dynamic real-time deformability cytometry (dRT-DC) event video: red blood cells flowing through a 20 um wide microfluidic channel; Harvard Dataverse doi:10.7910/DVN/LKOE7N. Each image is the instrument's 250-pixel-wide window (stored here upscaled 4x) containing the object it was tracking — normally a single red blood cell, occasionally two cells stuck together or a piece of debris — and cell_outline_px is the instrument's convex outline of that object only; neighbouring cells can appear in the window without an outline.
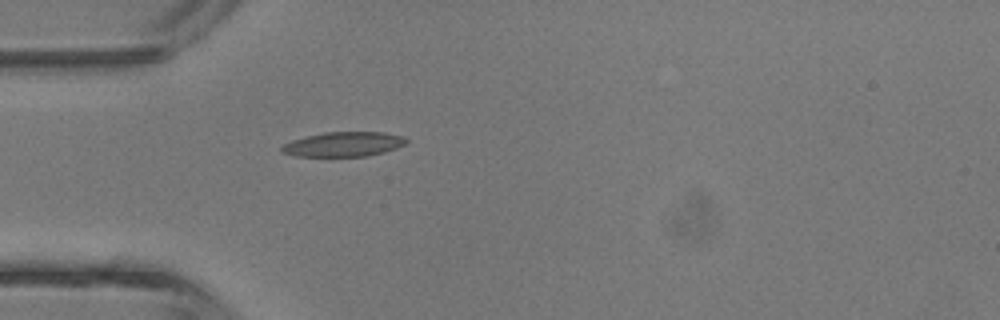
{"species": "common noctule bat (a hibernating species)", "species_latin": "Nyctalus noctula", "temperature_condition": "room temperature", "stored_images_in_passage": 3, "camera_frame_rate_fps": 3000, "um_per_image_px": 0.085, "animal": {"sex": "male", "body_mass_g": 13.3}, "frame": {"image": 1, "passage_image": 3, "time_ms": 3.0, "image_size_px": [1000, 320], "cell_outline_px": [[408, 140], [404, 144], [396, 148], [384, 152], [368, 156], [296, 156], [280, 152], [280, 148], [284, 144], [292, 140], [324, 132], [384, 132], [404, 136]], "centroid_in_image_um": [29.21, 12.26], "position_along_channel_um": 55.8, "area_um2": 17.86}}